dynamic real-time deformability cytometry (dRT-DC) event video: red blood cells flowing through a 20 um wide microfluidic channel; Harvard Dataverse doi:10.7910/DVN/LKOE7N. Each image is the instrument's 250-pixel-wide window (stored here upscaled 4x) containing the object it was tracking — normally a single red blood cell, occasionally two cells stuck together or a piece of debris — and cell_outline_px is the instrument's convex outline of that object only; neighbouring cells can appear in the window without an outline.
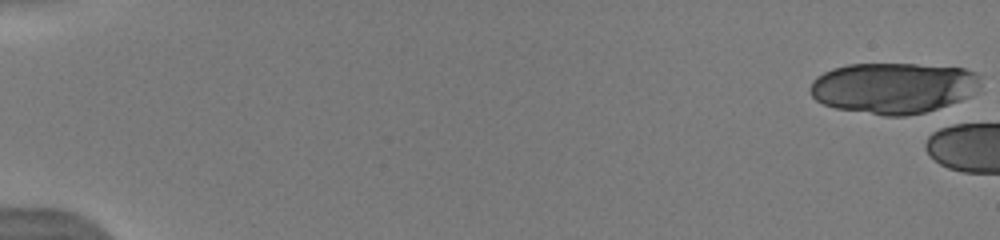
{"species": "human", "species_latin": "Homo sapiens", "temperature_condition": "warm", "stored_images_in_passage": 7, "camera_frame_rate_fps": 3000, "um_per_image_px": 0.085, "donor": {"sex": "male"}, "frame": {"image": 1, "passage_image": 1, "time_ms": 0.0, "image_size_px": [1000, 240], "cell_outline_px": [[980, 84], [976, 92], [972, 96], [924, 112], [904, 116], [884, 116], [836, 108], [824, 104], [816, 100], [812, 96], [808, 88], [812, 80], [816, 76], [832, 68], [848, 64], [916, 64], [964, 68], [976, 72], [980, 76]], "centroid_in_image_um": [75.92, 7.46], "position_along_channel_um": 9.1, "area_um2": 50.81}}